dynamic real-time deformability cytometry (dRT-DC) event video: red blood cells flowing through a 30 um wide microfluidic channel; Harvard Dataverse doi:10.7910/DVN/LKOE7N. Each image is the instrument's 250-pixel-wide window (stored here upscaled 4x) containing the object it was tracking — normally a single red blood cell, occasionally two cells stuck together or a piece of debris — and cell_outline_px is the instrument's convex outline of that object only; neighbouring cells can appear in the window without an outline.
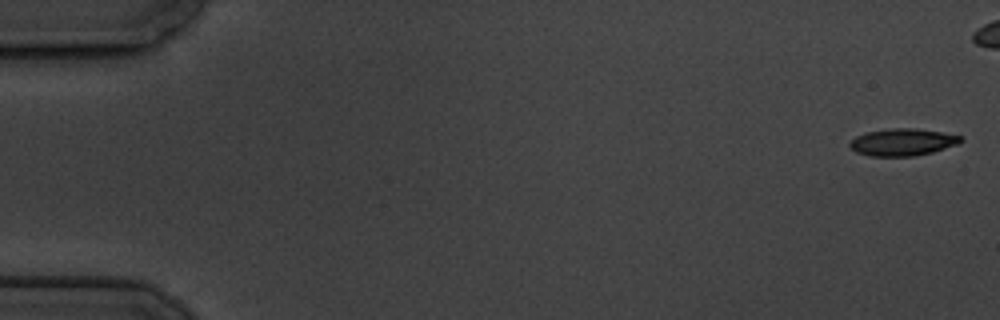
{"species": "common noctule bat (a hibernating species)", "species_latin": "Nyctalus noctula", "temperature_condition": "cold", "stored_images_in_passage": 8, "camera_frame_rate_fps": 3000, "um_per_image_px": 0.085, "animal": {"sex": "male", "body_mass_g": 19.5, "forearm_length_mm": 54.6}, "frame": {"image": 1, "passage_image": 1, "time_ms": 0.0, "image_size_px": [1000, 320], "cell_outline_px": [[964, 140], [956, 144], [932, 152], [916, 156], [868, 156], [856, 152], [848, 144], [856, 136], [864, 132], [888, 128], [916, 128], [940, 132], [960, 136]], "centroid_in_image_um": [76.67, 12.08], "position_along_channel_um": 8.3, "area_um2": 17.51}}
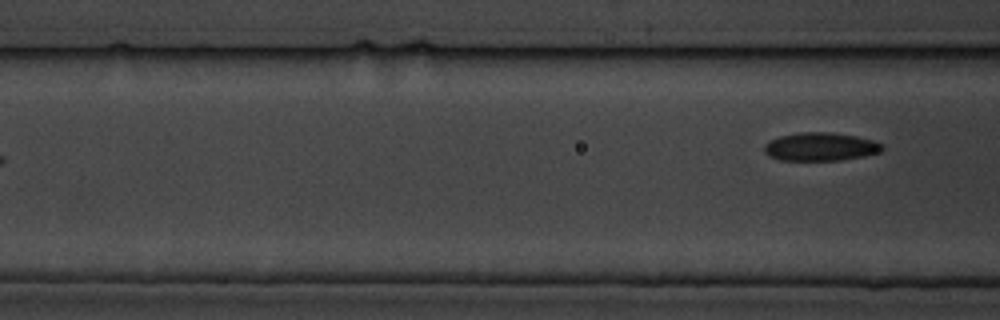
{"frame": {"image": 2, "passage_image": 8, "time_ms": 9.0, "image_size_px": [1000, 320], "cell_outline_px": [[884, 148], [880, 152], [864, 156], [840, 160], [780, 160], [768, 156], [764, 152], [764, 144], [768, 140], [780, 136], [800, 132], [828, 132], [856, 136], [876, 140], [884, 144]], "centroid_in_image_um": [69.75, 12.47], "position_along_channel_um": 96.9, "area_um2": 19.65}}